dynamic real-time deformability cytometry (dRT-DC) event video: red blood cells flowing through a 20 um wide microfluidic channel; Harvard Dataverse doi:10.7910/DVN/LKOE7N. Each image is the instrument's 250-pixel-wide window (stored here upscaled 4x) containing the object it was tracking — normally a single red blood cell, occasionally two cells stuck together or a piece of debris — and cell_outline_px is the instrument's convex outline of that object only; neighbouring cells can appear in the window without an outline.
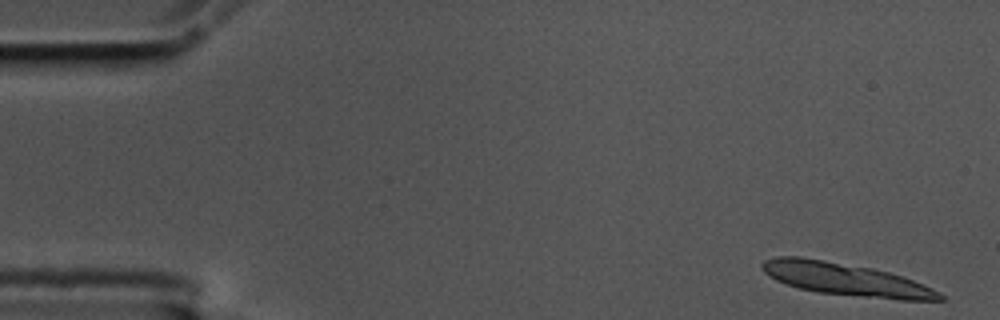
{"species": "common noctule bat (a hibernating species)", "species_latin": "Nyctalus noctula", "temperature_condition": "cold", "stored_images_in_passage": 2, "camera_frame_rate_fps": 3000, "um_per_image_px": 0.085, "animal": {"sex": "male", "body_mass_g": 17.5, "forearm_length_mm": 52.3}, "frame": {"image": 1, "passage_image": 1, "time_ms": 0.0, "image_size_px": [1000, 320], "cell_outline_px": [[944, 300], [900, 300], [820, 292], [800, 288], [776, 280], [764, 272], [760, 268], [760, 264], [764, 260], [776, 256], [800, 256], [872, 268], [888, 272], [912, 280], [932, 288], [940, 292], [944, 296]], "centroid_in_image_um": [71.86, 23.73], "position_along_channel_um": 13.1, "area_um2": 33.35}}